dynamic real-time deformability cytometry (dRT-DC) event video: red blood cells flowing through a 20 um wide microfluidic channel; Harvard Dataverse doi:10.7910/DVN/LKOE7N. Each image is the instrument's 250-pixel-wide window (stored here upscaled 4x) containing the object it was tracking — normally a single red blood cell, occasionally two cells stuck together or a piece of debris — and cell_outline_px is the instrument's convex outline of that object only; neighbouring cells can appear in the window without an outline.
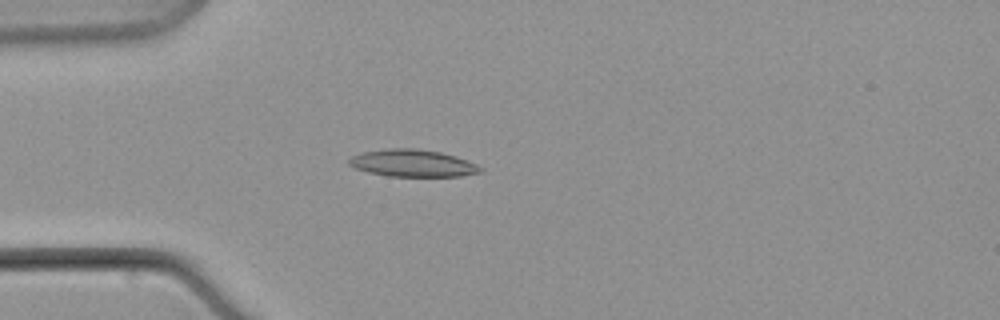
{"species": "common noctule bat (a hibernating species)", "species_latin": "Nyctalus noctula", "temperature_condition": "warm", "stored_images_in_passage": 7, "camera_frame_rate_fps": 3000, "um_per_image_px": 0.085, "animal": {"sex": "male", "body_mass_g": 21.5, "forearm_length_mm": 52.0}, "frame": {"image": 1, "passage_image": 6, "time_ms": 6.333, "image_size_px": [1000, 320], "cell_outline_px": [[484, 168], [480, 172], [460, 176], [388, 176], [368, 172], [356, 168], [348, 164], [348, 160], [352, 156], [364, 152], [392, 148], [416, 148], [440, 152], [456, 156], [476, 164]], "centroid_in_image_um": [35.08, 13.87], "position_along_channel_um": 49.9, "area_um2": 20.63}}